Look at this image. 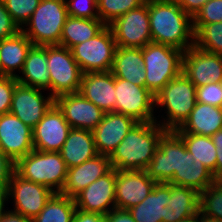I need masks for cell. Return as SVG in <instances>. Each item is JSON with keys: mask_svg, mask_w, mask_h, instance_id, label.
<instances>
[{"mask_svg": "<svg viewBox=\"0 0 222 222\" xmlns=\"http://www.w3.org/2000/svg\"><path fill=\"white\" fill-rule=\"evenodd\" d=\"M145 171L157 183L189 187L198 193L216 180L206 166L193 160L183 139L174 130H167L161 136Z\"/></svg>", "mask_w": 222, "mask_h": 222, "instance_id": "6da1fadb", "label": "cell"}, {"mask_svg": "<svg viewBox=\"0 0 222 222\" xmlns=\"http://www.w3.org/2000/svg\"><path fill=\"white\" fill-rule=\"evenodd\" d=\"M148 13L153 43L184 52L194 45L192 17L175 0H148Z\"/></svg>", "mask_w": 222, "mask_h": 222, "instance_id": "7a4b0ae2", "label": "cell"}, {"mask_svg": "<svg viewBox=\"0 0 222 222\" xmlns=\"http://www.w3.org/2000/svg\"><path fill=\"white\" fill-rule=\"evenodd\" d=\"M166 131L156 121L137 122L111 154V167L119 171L145 170Z\"/></svg>", "mask_w": 222, "mask_h": 222, "instance_id": "3957f363", "label": "cell"}, {"mask_svg": "<svg viewBox=\"0 0 222 222\" xmlns=\"http://www.w3.org/2000/svg\"><path fill=\"white\" fill-rule=\"evenodd\" d=\"M154 98L155 107H165L167 113V118L156 122L166 130H175L184 123L195 107L196 86L182 72L166 84Z\"/></svg>", "mask_w": 222, "mask_h": 222, "instance_id": "277c9868", "label": "cell"}, {"mask_svg": "<svg viewBox=\"0 0 222 222\" xmlns=\"http://www.w3.org/2000/svg\"><path fill=\"white\" fill-rule=\"evenodd\" d=\"M14 171L30 182L39 183L60 193L66 181L68 168L60 152L32 150L15 162Z\"/></svg>", "mask_w": 222, "mask_h": 222, "instance_id": "5b68a950", "label": "cell"}, {"mask_svg": "<svg viewBox=\"0 0 222 222\" xmlns=\"http://www.w3.org/2000/svg\"><path fill=\"white\" fill-rule=\"evenodd\" d=\"M142 53L145 87L156 96L166 84L182 73L184 51L151 42L142 48Z\"/></svg>", "mask_w": 222, "mask_h": 222, "instance_id": "8992f818", "label": "cell"}, {"mask_svg": "<svg viewBox=\"0 0 222 222\" xmlns=\"http://www.w3.org/2000/svg\"><path fill=\"white\" fill-rule=\"evenodd\" d=\"M67 17L65 0H41L21 31L34 46L59 45Z\"/></svg>", "mask_w": 222, "mask_h": 222, "instance_id": "52a82bcc", "label": "cell"}, {"mask_svg": "<svg viewBox=\"0 0 222 222\" xmlns=\"http://www.w3.org/2000/svg\"><path fill=\"white\" fill-rule=\"evenodd\" d=\"M47 67L50 73L49 94L52 97L79 92L83 73L71 49L61 45H47Z\"/></svg>", "mask_w": 222, "mask_h": 222, "instance_id": "ba28073f", "label": "cell"}, {"mask_svg": "<svg viewBox=\"0 0 222 222\" xmlns=\"http://www.w3.org/2000/svg\"><path fill=\"white\" fill-rule=\"evenodd\" d=\"M117 45L109 26L95 37L71 48L73 58L82 73L109 72L112 69Z\"/></svg>", "mask_w": 222, "mask_h": 222, "instance_id": "9c48e42d", "label": "cell"}, {"mask_svg": "<svg viewBox=\"0 0 222 222\" xmlns=\"http://www.w3.org/2000/svg\"><path fill=\"white\" fill-rule=\"evenodd\" d=\"M117 47L143 48L152 42L148 1L108 25Z\"/></svg>", "mask_w": 222, "mask_h": 222, "instance_id": "30bf717a", "label": "cell"}, {"mask_svg": "<svg viewBox=\"0 0 222 222\" xmlns=\"http://www.w3.org/2000/svg\"><path fill=\"white\" fill-rule=\"evenodd\" d=\"M115 112L133 118L136 122L156 121L155 98L146 88L115 77Z\"/></svg>", "mask_w": 222, "mask_h": 222, "instance_id": "8fae6325", "label": "cell"}, {"mask_svg": "<svg viewBox=\"0 0 222 222\" xmlns=\"http://www.w3.org/2000/svg\"><path fill=\"white\" fill-rule=\"evenodd\" d=\"M8 199H13L11 211L34 219L54 192L45 185L30 182L13 172L7 187Z\"/></svg>", "mask_w": 222, "mask_h": 222, "instance_id": "7c38bea8", "label": "cell"}, {"mask_svg": "<svg viewBox=\"0 0 222 222\" xmlns=\"http://www.w3.org/2000/svg\"><path fill=\"white\" fill-rule=\"evenodd\" d=\"M182 72L196 87L222 82V55L193 45L183 54Z\"/></svg>", "mask_w": 222, "mask_h": 222, "instance_id": "4fadbf2b", "label": "cell"}, {"mask_svg": "<svg viewBox=\"0 0 222 222\" xmlns=\"http://www.w3.org/2000/svg\"><path fill=\"white\" fill-rule=\"evenodd\" d=\"M71 126L54 103L32 129L33 147L38 151L60 152Z\"/></svg>", "mask_w": 222, "mask_h": 222, "instance_id": "5bb4252c", "label": "cell"}, {"mask_svg": "<svg viewBox=\"0 0 222 222\" xmlns=\"http://www.w3.org/2000/svg\"><path fill=\"white\" fill-rule=\"evenodd\" d=\"M54 103L55 98L50 94L44 97L40 89L17 83L10 113L33 129Z\"/></svg>", "mask_w": 222, "mask_h": 222, "instance_id": "9a60e30c", "label": "cell"}, {"mask_svg": "<svg viewBox=\"0 0 222 222\" xmlns=\"http://www.w3.org/2000/svg\"><path fill=\"white\" fill-rule=\"evenodd\" d=\"M115 184L116 169L112 168L74 197L76 208L105 216L116 208Z\"/></svg>", "mask_w": 222, "mask_h": 222, "instance_id": "2e32d148", "label": "cell"}, {"mask_svg": "<svg viewBox=\"0 0 222 222\" xmlns=\"http://www.w3.org/2000/svg\"><path fill=\"white\" fill-rule=\"evenodd\" d=\"M55 104L63 112L71 128L93 131L105 114L79 92L59 95L55 98Z\"/></svg>", "mask_w": 222, "mask_h": 222, "instance_id": "e0dca14e", "label": "cell"}, {"mask_svg": "<svg viewBox=\"0 0 222 222\" xmlns=\"http://www.w3.org/2000/svg\"><path fill=\"white\" fill-rule=\"evenodd\" d=\"M0 149L14 163L34 150L32 128L10 112L0 115Z\"/></svg>", "mask_w": 222, "mask_h": 222, "instance_id": "ac0fdd59", "label": "cell"}, {"mask_svg": "<svg viewBox=\"0 0 222 222\" xmlns=\"http://www.w3.org/2000/svg\"><path fill=\"white\" fill-rule=\"evenodd\" d=\"M156 184L145 170H116V208L128 210L138 205L152 192Z\"/></svg>", "mask_w": 222, "mask_h": 222, "instance_id": "d6986e66", "label": "cell"}, {"mask_svg": "<svg viewBox=\"0 0 222 222\" xmlns=\"http://www.w3.org/2000/svg\"><path fill=\"white\" fill-rule=\"evenodd\" d=\"M136 123L133 118L121 113H105L102 121L92 131L98 154L110 157Z\"/></svg>", "mask_w": 222, "mask_h": 222, "instance_id": "ffe728a7", "label": "cell"}, {"mask_svg": "<svg viewBox=\"0 0 222 222\" xmlns=\"http://www.w3.org/2000/svg\"><path fill=\"white\" fill-rule=\"evenodd\" d=\"M111 169L110 157L100 154L80 165L70 167L60 194L74 198Z\"/></svg>", "mask_w": 222, "mask_h": 222, "instance_id": "44dd1931", "label": "cell"}, {"mask_svg": "<svg viewBox=\"0 0 222 222\" xmlns=\"http://www.w3.org/2000/svg\"><path fill=\"white\" fill-rule=\"evenodd\" d=\"M79 93L103 112H115V77L111 71L84 73Z\"/></svg>", "mask_w": 222, "mask_h": 222, "instance_id": "7402d4cb", "label": "cell"}, {"mask_svg": "<svg viewBox=\"0 0 222 222\" xmlns=\"http://www.w3.org/2000/svg\"><path fill=\"white\" fill-rule=\"evenodd\" d=\"M170 184L157 183L138 205L128 209L135 222H167Z\"/></svg>", "mask_w": 222, "mask_h": 222, "instance_id": "603a6c76", "label": "cell"}, {"mask_svg": "<svg viewBox=\"0 0 222 222\" xmlns=\"http://www.w3.org/2000/svg\"><path fill=\"white\" fill-rule=\"evenodd\" d=\"M222 129V108L196 102L184 123L174 131L211 137Z\"/></svg>", "mask_w": 222, "mask_h": 222, "instance_id": "cb8c5ba5", "label": "cell"}, {"mask_svg": "<svg viewBox=\"0 0 222 222\" xmlns=\"http://www.w3.org/2000/svg\"><path fill=\"white\" fill-rule=\"evenodd\" d=\"M17 82L40 90L50 91V73L47 67V46H32L28 51Z\"/></svg>", "mask_w": 222, "mask_h": 222, "instance_id": "d4e9b609", "label": "cell"}, {"mask_svg": "<svg viewBox=\"0 0 222 222\" xmlns=\"http://www.w3.org/2000/svg\"><path fill=\"white\" fill-rule=\"evenodd\" d=\"M32 46L31 40L22 31L0 40V76L16 77L17 72L20 74Z\"/></svg>", "mask_w": 222, "mask_h": 222, "instance_id": "484cf974", "label": "cell"}, {"mask_svg": "<svg viewBox=\"0 0 222 222\" xmlns=\"http://www.w3.org/2000/svg\"><path fill=\"white\" fill-rule=\"evenodd\" d=\"M60 154L67 168L80 165L97 156L98 152L95 147L93 132L71 128Z\"/></svg>", "mask_w": 222, "mask_h": 222, "instance_id": "4316f807", "label": "cell"}, {"mask_svg": "<svg viewBox=\"0 0 222 222\" xmlns=\"http://www.w3.org/2000/svg\"><path fill=\"white\" fill-rule=\"evenodd\" d=\"M111 72L114 77L145 87L142 49L117 47Z\"/></svg>", "mask_w": 222, "mask_h": 222, "instance_id": "83f0119b", "label": "cell"}, {"mask_svg": "<svg viewBox=\"0 0 222 222\" xmlns=\"http://www.w3.org/2000/svg\"><path fill=\"white\" fill-rule=\"evenodd\" d=\"M107 25L100 19L68 16L62 29L59 45L71 49L99 34Z\"/></svg>", "mask_w": 222, "mask_h": 222, "instance_id": "f1b7e54d", "label": "cell"}, {"mask_svg": "<svg viewBox=\"0 0 222 222\" xmlns=\"http://www.w3.org/2000/svg\"><path fill=\"white\" fill-rule=\"evenodd\" d=\"M199 212V193L192 188L170 184L167 222H180Z\"/></svg>", "mask_w": 222, "mask_h": 222, "instance_id": "f546056e", "label": "cell"}, {"mask_svg": "<svg viewBox=\"0 0 222 222\" xmlns=\"http://www.w3.org/2000/svg\"><path fill=\"white\" fill-rule=\"evenodd\" d=\"M184 141L186 150L192 155L193 160L206 166L216 179V146L209 136L190 133H177Z\"/></svg>", "mask_w": 222, "mask_h": 222, "instance_id": "4dcf8cb0", "label": "cell"}, {"mask_svg": "<svg viewBox=\"0 0 222 222\" xmlns=\"http://www.w3.org/2000/svg\"><path fill=\"white\" fill-rule=\"evenodd\" d=\"M76 209L74 198L54 193L32 222H72Z\"/></svg>", "mask_w": 222, "mask_h": 222, "instance_id": "1f68e13d", "label": "cell"}, {"mask_svg": "<svg viewBox=\"0 0 222 222\" xmlns=\"http://www.w3.org/2000/svg\"><path fill=\"white\" fill-rule=\"evenodd\" d=\"M194 46L222 55V22L193 24Z\"/></svg>", "mask_w": 222, "mask_h": 222, "instance_id": "d6a6232c", "label": "cell"}, {"mask_svg": "<svg viewBox=\"0 0 222 222\" xmlns=\"http://www.w3.org/2000/svg\"><path fill=\"white\" fill-rule=\"evenodd\" d=\"M199 212L222 221V180H215L199 193Z\"/></svg>", "mask_w": 222, "mask_h": 222, "instance_id": "836d02e7", "label": "cell"}, {"mask_svg": "<svg viewBox=\"0 0 222 222\" xmlns=\"http://www.w3.org/2000/svg\"><path fill=\"white\" fill-rule=\"evenodd\" d=\"M144 2L145 0H97L99 19L108 26L115 19Z\"/></svg>", "mask_w": 222, "mask_h": 222, "instance_id": "e575fe53", "label": "cell"}, {"mask_svg": "<svg viewBox=\"0 0 222 222\" xmlns=\"http://www.w3.org/2000/svg\"><path fill=\"white\" fill-rule=\"evenodd\" d=\"M5 8L20 29L29 21L41 0H2Z\"/></svg>", "mask_w": 222, "mask_h": 222, "instance_id": "d590c367", "label": "cell"}, {"mask_svg": "<svg viewBox=\"0 0 222 222\" xmlns=\"http://www.w3.org/2000/svg\"><path fill=\"white\" fill-rule=\"evenodd\" d=\"M68 16L99 19L97 0H65Z\"/></svg>", "mask_w": 222, "mask_h": 222, "instance_id": "8d00e7d4", "label": "cell"}, {"mask_svg": "<svg viewBox=\"0 0 222 222\" xmlns=\"http://www.w3.org/2000/svg\"><path fill=\"white\" fill-rule=\"evenodd\" d=\"M222 22V0H209L192 17L193 24Z\"/></svg>", "mask_w": 222, "mask_h": 222, "instance_id": "74e56055", "label": "cell"}, {"mask_svg": "<svg viewBox=\"0 0 222 222\" xmlns=\"http://www.w3.org/2000/svg\"><path fill=\"white\" fill-rule=\"evenodd\" d=\"M196 100L204 104L222 108V82L196 87Z\"/></svg>", "mask_w": 222, "mask_h": 222, "instance_id": "f35d334b", "label": "cell"}, {"mask_svg": "<svg viewBox=\"0 0 222 222\" xmlns=\"http://www.w3.org/2000/svg\"><path fill=\"white\" fill-rule=\"evenodd\" d=\"M17 83L16 77L0 76V115L10 112L12 96Z\"/></svg>", "mask_w": 222, "mask_h": 222, "instance_id": "ab89813d", "label": "cell"}, {"mask_svg": "<svg viewBox=\"0 0 222 222\" xmlns=\"http://www.w3.org/2000/svg\"><path fill=\"white\" fill-rule=\"evenodd\" d=\"M20 31L21 29L5 8L4 2L0 0V40L10 38Z\"/></svg>", "mask_w": 222, "mask_h": 222, "instance_id": "60d3db41", "label": "cell"}, {"mask_svg": "<svg viewBox=\"0 0 222 222\" xmlns=\"http://www.w3.org/2000/svg\"><path fill=\"white\" fill-rule=\"evenodd\" d=\"M15 163L0 149V189L7 190Z\"/></svg>", "mask_w": 222, "mask_h": 222, "instance_id": "b9f144b4", "label": "cell"}, {"mask_svg": "<svg viewBox=\"0 0 222 222\" xmlns=\"http://www.w3.org/2000/svg\"><path fill=\"white\" fill-rule=\"evenodd\" d=\"M214 145L216 146V180H222V129L218 130L211 136Z\"/></svg>", "mask_w": 222, "mask_h": 222, "instance_id": "7bdbcfd3", "label": "cell"}, {"mask_svg": "<svg viewBox=\"0 0 222 222\" xmlns=\"http://www.w3.org/2000/svg\"><path fill=\"white\" fill-rule=\"evenodd\" d=\"M104 222H135L127 209L114 208L104 216Z\"/></svg>", "mask_w": 222, "mask_h": 222, "instance_id": "ee69618b", "label": "cell"}, {"mask_svg": "<svg viewBox=\"0 0 222 222\" xmlns=\"http://www.w3.org/2000/svg\"><path fill=\"white\" fill-rule=\"evenodd\" d=\"M209 0H175V2L191 17Z\"/></svg>", "mask_w": 222, "mask_h": 222, "instance_id": "f6af8a7d", "label": "cell"}, {"mask_svg": "<svg viewBox=\"0 0 222 222\" xmlns=\"http://www.w3.org/2000/svg\"><path fill=\"white\" fill-rule=\"evenodd\" d=\"M72 222H104V216L76 209Z\"/></svg>", "mask_w": 222, "mask_h": 222, "instance_id": "bcb514c9", "label": "cell"}, {"mask_svg": "<svg viewBox=\"0 0 222 222\" xmlns=\"http://www.w3.org/2000/svg\"><path fill=\"white\" fill-rule=\"evenodd\" d=\"M0 222H32V219L25 217L22 214L8 210L3 214Z\"/></svg>", "mask_w": 222, "mask_h": 222, "instance_id": "7dc6e473", "label": "cell"}, {"mask_svg": "<svg viewBox=\"0 0 222 222\" xmlns=\"http://www.w3.org/2000/svg\"><path fill=\"white\" fill-rule=\"evenodd\" d=\"M8 200V193L7 190L0 189V219L2 218L3 214L6 212L5 203Z\"/></svg>", "mask_w": 222, "mask_h": 222, "instance_id": "c3c4849f", "label": "cell"}, {"mask_svg": "<svg viewBox=\"0 0 222 222\" xmlns=\"http://www.w3.org/2000/svg\"><path fill=\"white\" fill-rule=\"evenodd\" d=\"M198 222H222V221L212 217H208L207 215H203L202 213L198 212Z\"/></svg>", "mask_w": 222, "mask_h": 222, "instance_id": "681fc988", "label": "cell"}, {"mask_svg": "<svg viewBox=\"0 0 222 222\" xmlns=\"http://www.w3.org/2000/svg\"><path fill=\"white\" fill-rule=\"evenodd\" d=\"M180 222H198V213L188 218H185L184 220Z\"/></svg>", "mask_w": 222, "mask_h": 222, "instance_id": "f907efd6", "label": "cell"}]
</instances>
